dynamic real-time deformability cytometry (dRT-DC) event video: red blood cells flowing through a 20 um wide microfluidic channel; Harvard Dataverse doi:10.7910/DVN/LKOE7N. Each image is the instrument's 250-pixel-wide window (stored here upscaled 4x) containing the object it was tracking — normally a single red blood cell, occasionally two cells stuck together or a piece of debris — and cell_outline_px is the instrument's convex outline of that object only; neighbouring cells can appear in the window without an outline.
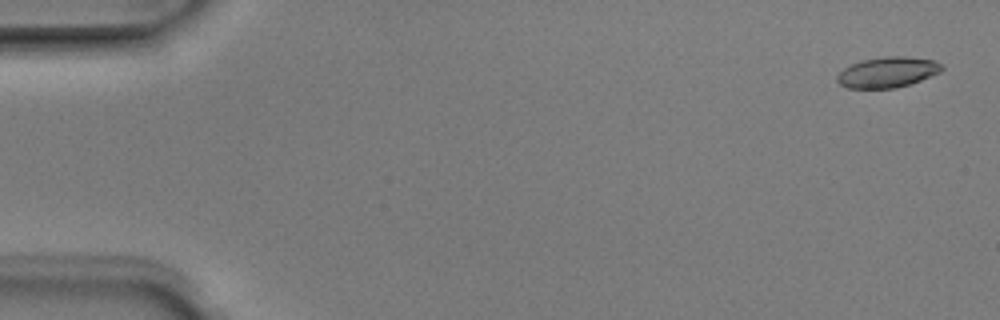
{"species": "Egyptian fruit bat (a non-hibernating species)", "species_latin": "Rousettus aegyptiacus", "temperature_condition": "room temperature", "stored_images_in_passage": 5, "camera_frame_rate_fps": 3000, "um_per_image_px": 0.085, "animal": {"sex": "male"}, "frame": {"image": 1, "passage_image": 1, "time_ms": 0.0, "image_size_px": [1000, 320], "cell_outline_px": [[944, 68], [940, 72], [920, 80], [896, 88], [848, 88], [840, 84], [836, 80], [836, 76], [844, 68], [852, 64], [864, 60], [884, 56], [904, 56], [932, 60], [940, 64]], "centroid_in_image_um": [75.42, 6.14], "position_along_channel_um": 9.6, "area_um2": 18.38}}
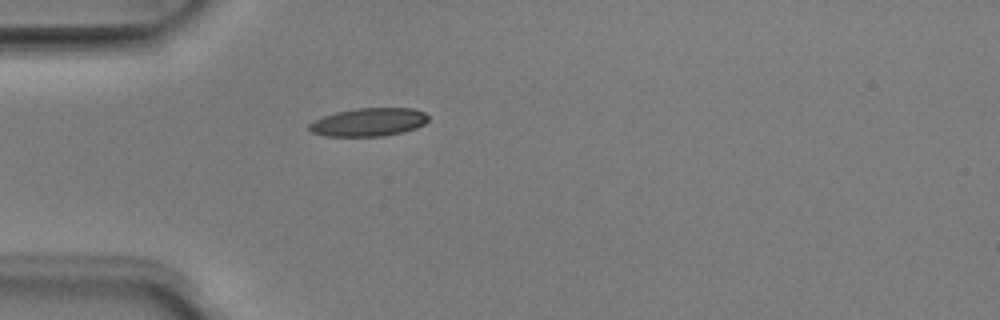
{"frame": {"image": 2, "passage_image": 5, "time_ms": 1.333, "image_size_px": [1000, 320], "cell_outline_px": [[428, 120], [424, 124], [416, 128], [404, 132], [384, 136], [324, 136], [312, 132], [308, 128], [308, 124], [312, 120], [336, 112], [356, 108], [412, 108], [424, 112], [428, 116]], "centroid_in_image_um": [31.32, 10.38], "position_along_channel_um": 53.7, "area_um2": 19.71}}